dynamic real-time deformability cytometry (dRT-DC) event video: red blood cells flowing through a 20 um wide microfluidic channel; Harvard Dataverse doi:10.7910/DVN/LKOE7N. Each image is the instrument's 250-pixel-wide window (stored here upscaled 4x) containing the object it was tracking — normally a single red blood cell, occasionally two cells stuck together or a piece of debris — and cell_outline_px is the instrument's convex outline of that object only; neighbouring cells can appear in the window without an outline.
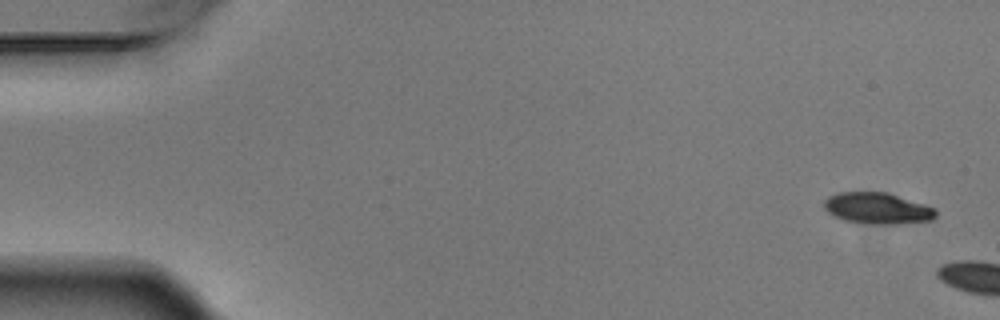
{"species": "Egyptian fruit bat (a non-hibernating species)", "species_latin": "Rousettus aegyptiacus", "temperature_condition": "warm", "stored_images_in_passage": 2, "camera_frame_rate_fps": 3000, "um_per_image_px": 0.085, "animal": {"sex": "male"}, "frame": {"image": 1, "passage_image": 1, "time_ms": 0.0, "image_size_px": [1000, 320], "cell_outline_px": [[936, 216], [932, 220], [896, 224], [868, 224], [844, 220], [828, 212], [824, 208], [824, 200], [828, 196], [840, 192], [888, 192], [936, 208]], "centroid_in_image_um": [74.59, 17.7], "position_along_channel_um": 10.4, "area_um2": 20.4}}